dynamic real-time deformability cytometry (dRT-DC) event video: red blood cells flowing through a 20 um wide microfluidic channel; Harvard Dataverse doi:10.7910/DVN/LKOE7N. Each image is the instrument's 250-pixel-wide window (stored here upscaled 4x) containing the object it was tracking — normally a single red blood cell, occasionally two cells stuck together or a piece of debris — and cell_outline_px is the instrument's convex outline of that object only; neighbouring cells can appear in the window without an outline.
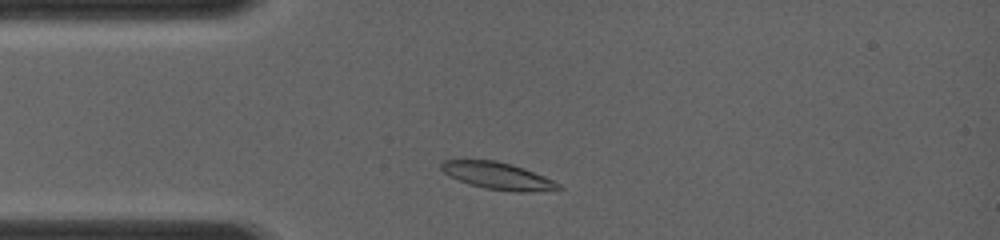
{"species": "common noctule bat (a hibernating species)", "species_latin": "Nyctalus noctula", "temperature_condition": "room temperature", "stored_images_in_passage": 6, "camera_frame_rate_fps": 4000, "um_per_image_px": 0.085, "animal": {"sex": "female", "body_mass_g": 19.0, "forearm_length_mm": 56.7}, "frame": {"image": 1, "passage_image": 1, "time_ms": 0.0, "image_size_px": [1000, 240], "cell_outline_px": [[560, 188], [484, 188], [460, 180], [444, 172], [440, 168], [440, 164], [444, 160], [492, 160], [508, 164], [532, 172], [552, 180]], "centroid_in_image_um": [42.06, 14.85], "position_along_channel_um": 42.9, "area_um2": 16.3}}
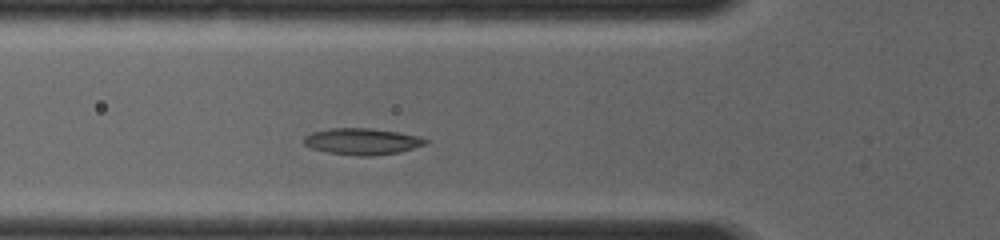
{"frame": {"image": 2, "passage_image": 4, "time_ms": 1.5, "image_size_px": [1000, 240], "cell_outline_px": [[428, 140], [424, 144], [412, 148], [396, 152], [364, 156], [360, 156], [328, 152], [312, 148], [304, 144], [304, 140], [312, 132], [332, 128], [368, 128], [396, 132], [420, 136]], "centroid_in_image_um": [30.77, 12.01], "position_along_channel_um": 95.0, "area_um2": 18.15}}
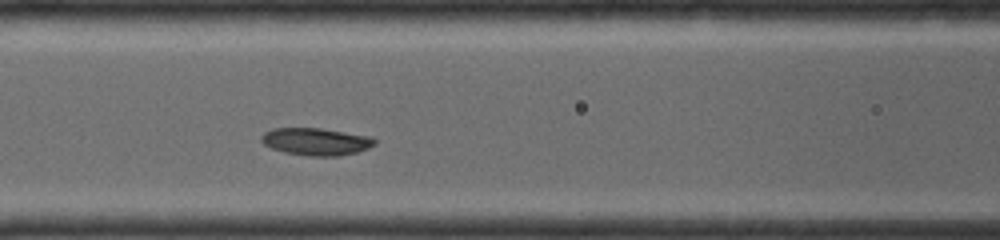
{"frame": {"image": 3, "passage_image": 6, "time_ms": 2.5, "image_size_px": [1000, 240], "cell_outline_px": [[376, 144], [368, 148], [356, 152], [336, 156], [312, 156], [284, 152], [272, 148], [264, 144], [260, 140], [260, 136], [264, 132], [276, 128], [320, 128], [368, 136], [376, 140]], "centroid_in_image_um": [26.84, 12.03], "position_along_channel_um": 139.8, "area_um2": 17.86}}